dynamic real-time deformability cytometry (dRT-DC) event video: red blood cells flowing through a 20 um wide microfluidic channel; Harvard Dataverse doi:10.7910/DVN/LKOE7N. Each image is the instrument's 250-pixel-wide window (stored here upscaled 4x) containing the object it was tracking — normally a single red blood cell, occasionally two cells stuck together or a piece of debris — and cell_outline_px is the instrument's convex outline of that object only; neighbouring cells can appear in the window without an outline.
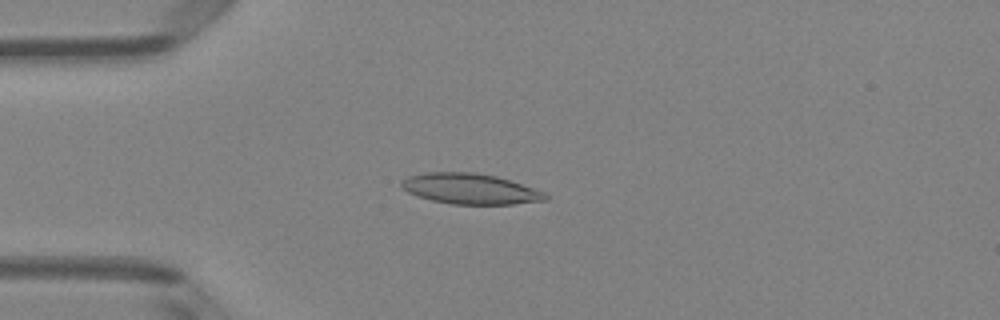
{"species": "Egyptian fruit bat (a non-hibernating species)", "species_latin": "Rousettus aegyptiacus", "temperature_condition": "room temperature", "stored_images_in_passage": 50, "camera_frame_rate_fps": 3000, "um_per_image_px": 0.085, "animal": {"sex": "female"}, "frame": {"image": 1, "passage_image": 13, "time_ms": 4.0, "image_size_px": [1000, 320], "cell_outline_px": [[548, 200], [512, 204], [452, 204], [432, 200], [416, 196], [408, 192], [400, 184], [408, 176], [428, 172], [476, 172], [496, 176], [544, 192], [548, 196]], "centroid_in_image_um": [39.96, 16.05], "position_along_channel_um": 45.0, "area_um2": 25.37}}
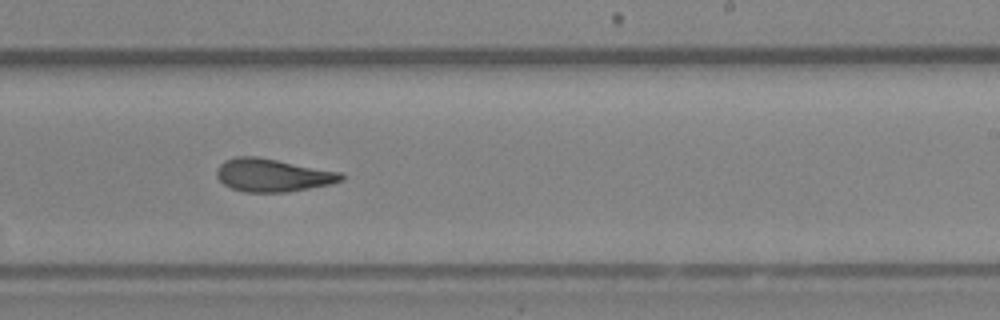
{"frame": {"image": 2, "passage_image": 31, "time_ms": 10.0, "image_size_px": [1000, 320], "cell_outline_px": [[344, 180], [332, 184], [288, 192], [244, 192], [232, 188], [224, 184], [216, 176], [216, 168], [224, 160], [236, 156], [256, 156], [340, 172], [344, 176]], "centroid_in_image_um": [23.16, 14.89], "position_along_channel_um": 265.8, "area_um2": 23.93}}
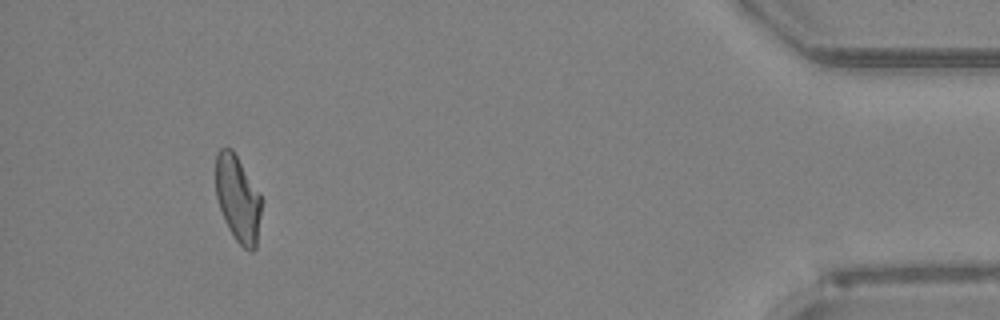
{"frame": {"image": 3, "passage_image": 47, "time_ms": 15.333, "image_size_px": [1000, 320], "cell_outline_px": [[264, 200], [256, 248], [252, 252], [248, 252], [236, 240], [228, 228], [224, 220], [216, 196], [216, 152], [220, 148], [232, 148], [260, 192]], "centroid_in_image_um": [20.26, 16.91], "position_along_channel_um": 414.9, "area_um2": 23.58}, "authors_computed_cell_mechanics": {"area_um2": 24.276, "velocity_mm_per_s": 4.004, "shape_relaxation_time_tau1_ms": 9.7546, "shape_relaxation_time_tau2_ms": 2.3111, "deformation_change_tau1": 0.2456, "deformation_change_tau2": 0.1122}}